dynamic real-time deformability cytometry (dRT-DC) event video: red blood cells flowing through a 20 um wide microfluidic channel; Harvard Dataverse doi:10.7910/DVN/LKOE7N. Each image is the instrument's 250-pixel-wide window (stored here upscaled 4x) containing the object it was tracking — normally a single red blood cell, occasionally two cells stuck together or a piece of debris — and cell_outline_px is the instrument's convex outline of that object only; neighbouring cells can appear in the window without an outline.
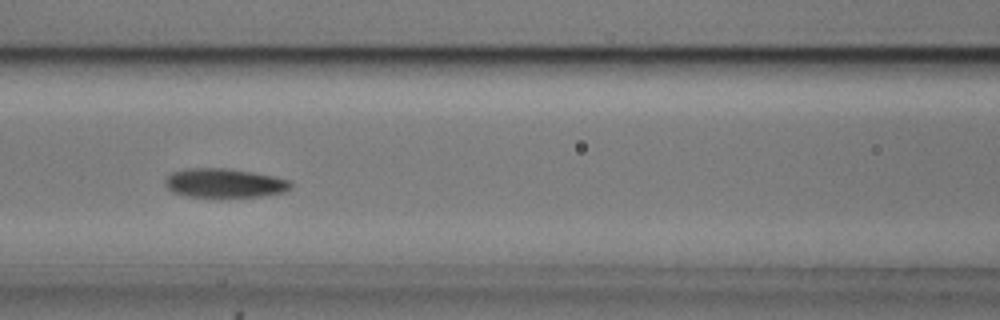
{"species": "common noctule bat (a hibernating species)", "species_latin": "Nyctalus noctula", "temperature_condition": "cold", "stored_images_in_passage": 7, "camera_frame_rate_fps": 3000, "um_per_image_px": 0.085, "animal": {"sex": "male", "body_mass_g": 20.5, "forearm_length_mm": 52.5}, "frame": {"image": 1, "passage_image": 6, "time_ms": 1.667, "image_size_px": [1000, 320], "cell_outline_px": [[292, 188], [284, 192], [264, 196], [220, 200], [188, 196], [172, 192], [164, 184], [164, 180], [172, 172], [188, 168], [228, 168], [276, 176], [288, 180], [292, 184]], "centroid_in_image_um": [19.09, 15.61], "position_along_channel_um": 147.5, "area_um2": 22.31}}